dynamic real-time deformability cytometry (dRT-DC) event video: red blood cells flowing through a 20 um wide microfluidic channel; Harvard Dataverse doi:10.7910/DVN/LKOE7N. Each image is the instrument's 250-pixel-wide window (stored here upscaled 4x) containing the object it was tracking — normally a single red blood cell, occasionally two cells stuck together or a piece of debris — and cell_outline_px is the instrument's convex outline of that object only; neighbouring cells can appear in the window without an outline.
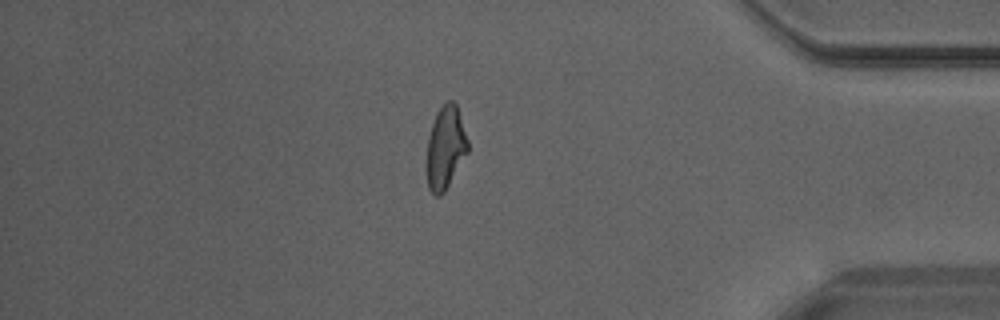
{"species": "Egyptian fruit bat (a non-hibernating species)", "species_latin": "Rousettus aegyptiacus", "temperature_condition": "warm", "stored_images_in_passage": 28, "camera_frame_rate_fps": 3000, "um_per_image_px": 0.085, "animal": {"sex": "male"}, "frame": {"image": 1, "passage_image": 24, "time_ms": 7.667, "image_size_px": [1000, 320], "cell_outline_px": [[468, 152], [444, 192], [440, 196], [436, 196], [428, 188], [424, 164], [428, 136], [436, 112], [448, 100], [452, 100], [456, 104], [468, 140]], "centroid_in_image_um": [37.82, 12.58], "position_along_channel_um": 397.4, "area_um2": 20.17}}